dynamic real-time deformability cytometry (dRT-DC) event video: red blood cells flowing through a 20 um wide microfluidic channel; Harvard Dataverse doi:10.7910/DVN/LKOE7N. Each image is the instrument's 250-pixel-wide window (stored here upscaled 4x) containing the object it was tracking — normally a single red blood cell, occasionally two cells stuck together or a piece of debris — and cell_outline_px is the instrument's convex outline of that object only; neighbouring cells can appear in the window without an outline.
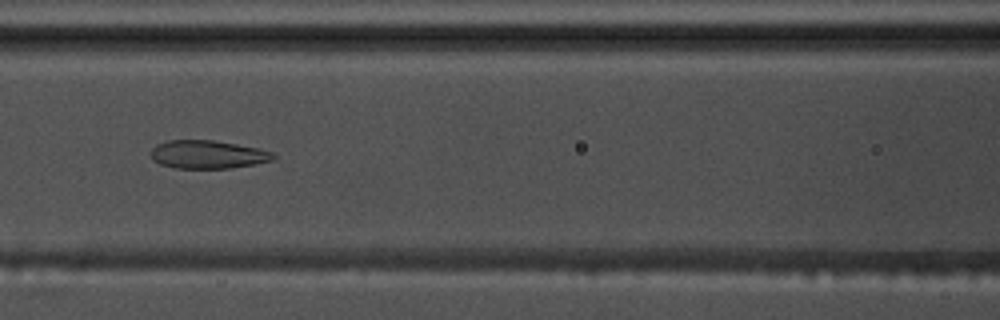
{"species": "common noctule bat (a hibernating species)", "species_latin": "Nyctalus noctula", "temperature_condition": "warm", "stored_images_in_passage": 56, "camera_frame_rate_fps": 3000, "um_per_image_px": 0.085, "animal": {"sex": "male", "body_mass_g": 17.5, "forearm_length_mm": 52.3}, "frame": {"image": 1, "passage_image": 25, "time_ms": 8.0, "image_size_px": [1000, 320], "cell_outline_px": [[276, 156], [272, 160], [256, 164], [232, 168], [176, 168], [160, 164], [152, 160], [152, 148], [156, 144], [168, 140], [212, 140], [236, 144], [256, 148], [272, 152]], "centroid_in_image_um": [17.64, 13.13], "position_along_channel_um": 149.0, "area_um2": 20.06}}
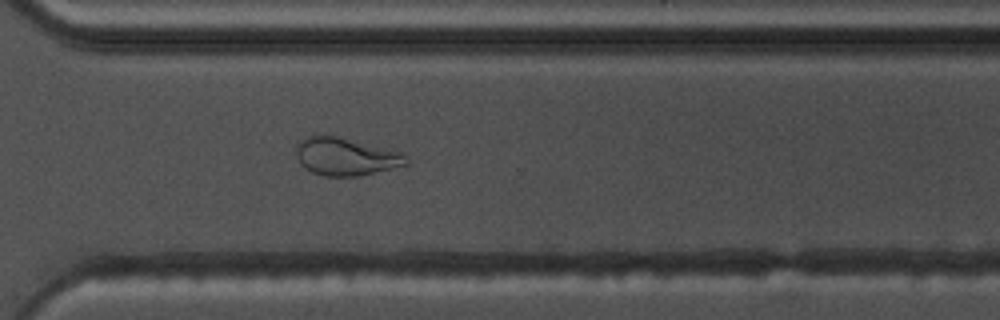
{"frame": {"image": 2, "passage_image": 41, "time_ms": 13.333, "image_size_px": [1000, 320], "cell_outline_px": [[408, 164], [360, 176], [324, 176], [312, 172], [304, 168], [300, 164], [296, 156], [296, 144], [300, 140], [308, 136], [340, 136], [400, 152], [408, 160]], "centroid_in_image_um": [29.34, 13.31], "position_along_channel_um": 341.3, "area_um2": 24.1}}
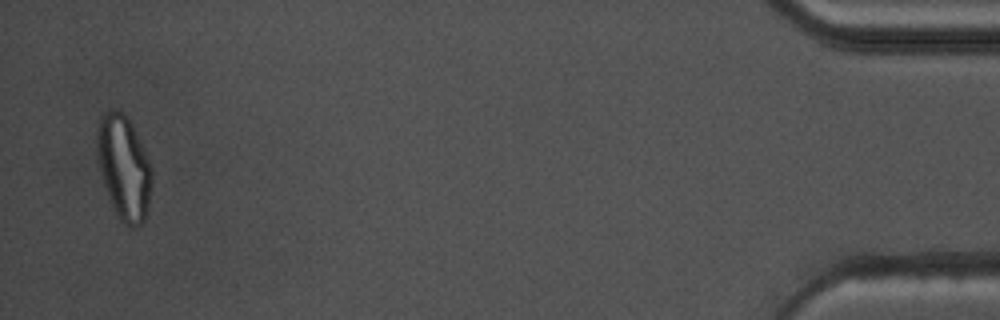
{"frame": {"image": 3, "passage_image": 55, "time_ms": 18.0, "image_size_px": [1000, 320], "cell_outline_px": [[152, 184], [144, 224], [136, 228], [128, 228], [120, 220], [108, 196], [104, 184], [96, 152], [96, 128], [100, 116], [104, 112], [112, 108], [120, 112], [128, 120], [152, 168]], "centroid_in_image_um": [10.51, 14.29], "position_along_channel_um": 424.7, "area_um2": 33.0}, "authors_computed_cell_mechanics": {"area_um2": 24.9696, "velocity_mm_per_s": 3.6155, "shape_relaxation_time_tau1_ms": null, "shape_relaxation_time_tau2_ms": 1.5903, "deformation_change_tau1": null, "deformation_change_tau2": 0.0878}}